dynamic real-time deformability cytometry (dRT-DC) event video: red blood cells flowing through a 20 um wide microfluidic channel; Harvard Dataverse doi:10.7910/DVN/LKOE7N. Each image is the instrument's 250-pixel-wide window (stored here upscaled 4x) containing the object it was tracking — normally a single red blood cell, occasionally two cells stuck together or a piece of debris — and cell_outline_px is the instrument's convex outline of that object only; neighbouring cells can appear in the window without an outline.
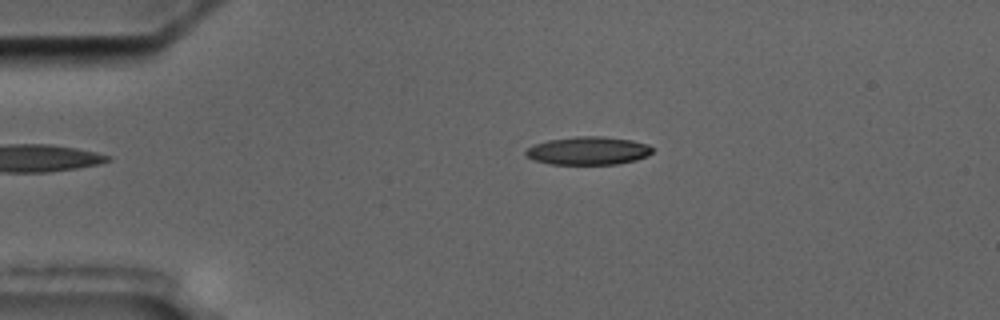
{"species": "common noctule bat (a hibernating species)", "species_latin": "Nyctalus noctula", "temperature_condition": "cold", "stored_images_in_passage": 2, "camera_frame_rate_fps": 3000, "um_per_image_px": 0.085, "animal": {"sex": "male", "body_mass_g": 17.5, "forearm_length_mm": 52.3}, "frame": {"image": 1, "passage_image": 2, "time_ms": 2.0, "image_size_px": [1000, 320], "cell_outline_px": [[652, 152], [648, 156], [636, 160], [620, 164], [548, 164], [524, 156], [524, 152], [528, 148], [536, 144], [548, 140], [576, 136], [604, 136], [632, 140], [648, 144], [652, 148]], "centroid_in_image_um": [50.01, 12.81], "position_along_channel_um": 35.0, "area_um2": 20.87}}